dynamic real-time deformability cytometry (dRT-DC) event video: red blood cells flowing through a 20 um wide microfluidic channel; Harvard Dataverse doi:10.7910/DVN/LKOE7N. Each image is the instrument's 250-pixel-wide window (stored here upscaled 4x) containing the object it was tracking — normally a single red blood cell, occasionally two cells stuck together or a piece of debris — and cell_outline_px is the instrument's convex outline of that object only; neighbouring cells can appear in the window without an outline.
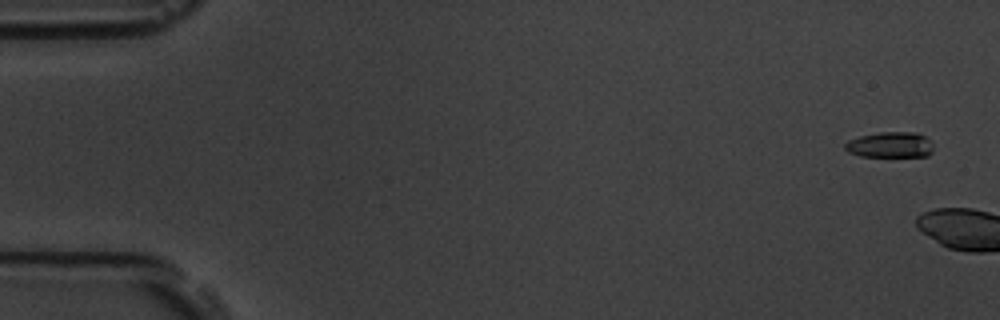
{"species": "common noctule bat (a hibernating species)", "species_latin": "Nyctalus noctula", "temperature_condition": "room temperature", "stored_images_in_passage": 2, "camera_frame_rate_fps": 3000, "um_per_image_px": 0.085, "animal": {"sex": "male", "body_mass_g": 19.5, "forearm_length_mm": 54.6}, "frame": {"image": 1, "passage_image": 1, "time_ms": 0.0, "image_size_px": [1000, 320], "cell_outline_px": [[932, 152], [928, 156], [860, 156], [848, 152], [844, 148], [844, 144], [848, 140], [860, 136], [880, 132], [916, 132], [924, 136], [932, 144]], "centroid_in_image_um": [75.64, 12.31], "position_along_channel_um": 9.4, "area_um2": 13.18}}